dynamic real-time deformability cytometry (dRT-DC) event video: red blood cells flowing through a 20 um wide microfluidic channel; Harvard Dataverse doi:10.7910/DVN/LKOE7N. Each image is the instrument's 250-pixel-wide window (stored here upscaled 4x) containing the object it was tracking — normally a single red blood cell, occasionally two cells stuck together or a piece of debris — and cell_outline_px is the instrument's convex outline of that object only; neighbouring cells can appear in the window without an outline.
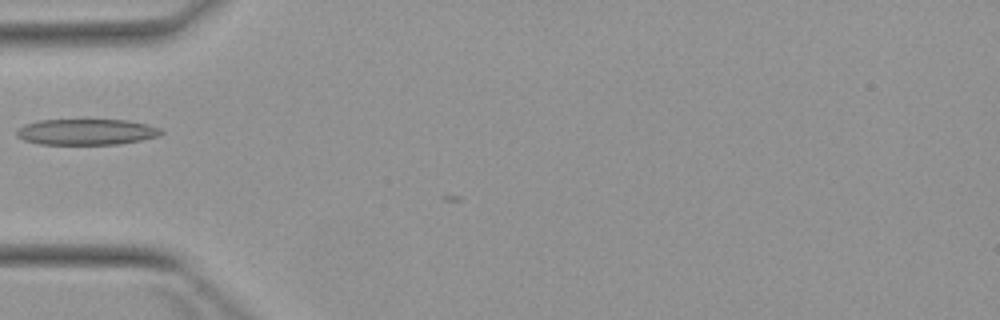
{"species": "Egyptian fruit bat (a non-hibernating species)", "species_latin": "Rousettus aegyptiacus", "temperature_condition": "warm", "stored_images_in_passage": 2, "camera_frame_rate_fps": 3000, "um_per_image_px": 0.085, "animal": {"sex": "female"}, "frame": {"image": 1, "passage_image": 2, "time_ms": 1.0, "image_size_px": [1000, 320], "cell_outline_px": [[164, 132], [156, 136], [140, 140], [120, 144], [40, 144], [24, 140], [16, 136], [16, 128], [24, 124], [40, 120], [128, 120], [148, 124], [160, 128]], "centroid_in_image_um": [7.31, 11.21], "position_along_channel_um": 77.7, "area_um2": 21.85}}